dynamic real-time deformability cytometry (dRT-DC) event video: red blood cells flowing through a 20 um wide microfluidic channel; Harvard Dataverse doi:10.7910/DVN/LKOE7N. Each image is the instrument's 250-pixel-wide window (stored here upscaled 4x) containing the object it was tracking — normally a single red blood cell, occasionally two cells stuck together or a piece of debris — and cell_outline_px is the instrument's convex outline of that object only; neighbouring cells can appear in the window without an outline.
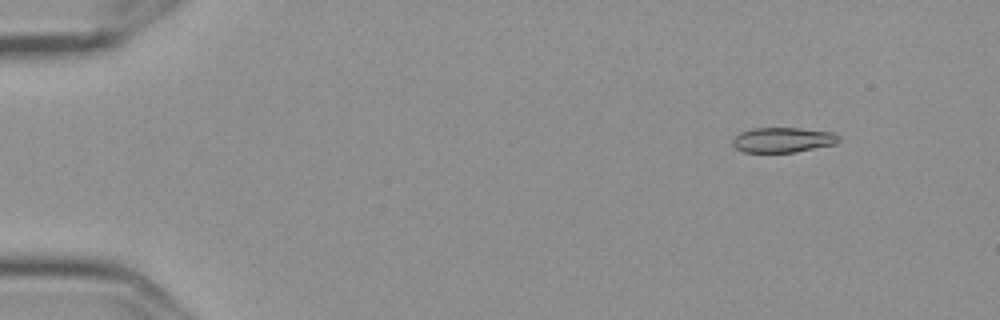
{"species": "Egyptian fruit bat (a non-hibernating species)", "species_latin": "Rousettus aegyptiacus", "temperature_condition": "cold", "stored_images_in_passage": 57, "camera_frame_rate_fps": 3000, "um_per_image_px": 0.085, "frame": {"image": 1, "passage_image": 7, "time_ms": 2.0, "image_size_px": [1000, 320], "cell_outline_px": [[840, 140], [836, 144], [792, 152], [744, 152], [736, 148], [732, 144], [732, 140], [740, 132], [752, 128], [800, 128], [832, 132], [840, 136]], "centroid_in_image_um": [66.54, 11.88], "position_along_channel_um": 18.5, "area_um2": 15.43}}
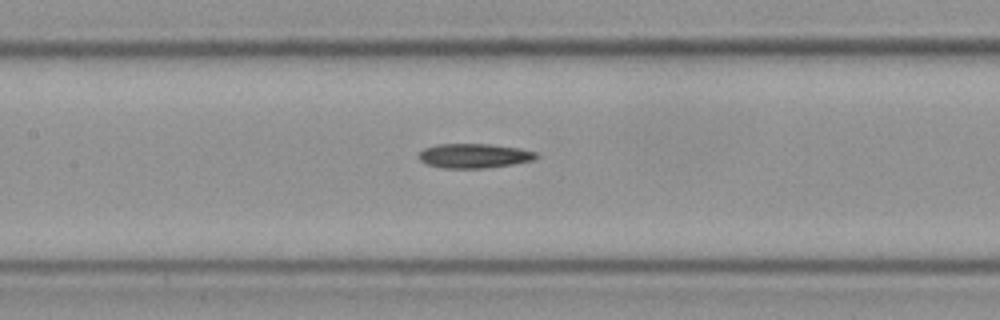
{"frame": {"image": 2, "passage_image": 28, "time_ms": 9.0, "image_size_px": [1000, 320], "cell_outline_px": [[536, 156], [532, 160], [512, 164], [484, 168], [444, 168], [428, 164], [420, 160], [420, 152], [424, 148], [436, 144], [488, 144], [520, 148], [536, 152]], "centroid_in_image_um": [40.28, 13.23], "position_along_channel_um": 167.1, "area_um2": 16.47}}
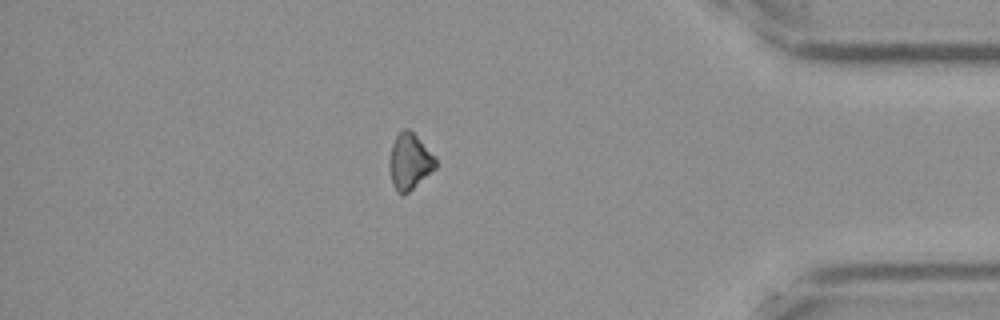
{"frame": {"image": 3, "passage_image": 50, "time_ms": 16.333, "image_size_px": [1000, 320], "cell_outline_px": [[436, 168], [404, 196], [396, 192], [392, 184], [392, 144], [396, 136], [404, 128], [408, 128], [416, 136], [436, 160]], "centroid_in_image_um": [34.83, 13.77], "position_along_channel_um": 400.4, "area_um2": 14.33}, "authors_computed_cell_mechanics": {"area_um2": 16.184, "velocity_mm_per_s": 3.6221, "shape_relaxation_time_tau1_ms": 5.7271, "shape_relaxation_time_tau2_ms": null, "deformation_change_tau1": 0.1129, "deformation_change_tau2": null}}